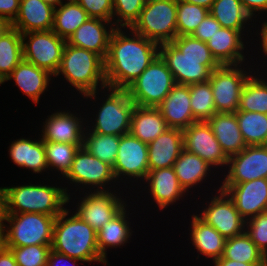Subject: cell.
Listing matches in <instances>:
<instances>
[{
  "mask_svg": "<svg viewBox=\"0 0 267 266\" xmlns=\"http://www.w3.org/2000/svg\"><path fill=\"white\" fill-rule=\"evenodd\" d=\"M128 29L116 28L110 39L104 60L109 88L126 90L159 55L158 43Z\"/></svg>",
  "mask_w": 267,
  "mask_h": 266,
  "instance_id": "1",
  "label": "cell"
},
{
  "mask_svg": "<svg viewBox=\"0 0 267 266\" xmlns=\"http://www.w3.org/2000/svg\"><path fill=\"white\" fill-rule=\"evenodd\" d=\"M159 55L179 85L207 82L220 66L207 43L191 35L176 36L172 42L160 44Z\"/></svg>",
  "mask_w": 267,
  "mask_h": 266,
  "instance_id": "2",
  "label": "cell"
},
{
  "mask_svg": "<svg viewBox=\"0 0 267 266\" xmlns=\"http://www.w3.org/2000/svg\"><path fill=\"white\" fill-rule=\"evenodd\" d=\"M67 207L56 217L51 249L80 260L110 265L99 254L97 232ZM69 213L72 215L69 216ZM74 213V214H73ZM69 216V217H68Z\"/></svg>",
  "mask_w": 267,
  "mask_h": 266,
  "instance_id": "3",
  "label": "cell"
},
{
  "mask_svg": "<svg viewBox=\"0 0 267 266\" xmlns=\"http://www.w3.org/2000/svg\"><path fill=\"white\" fill-rule=\"evenodd\" d=\"M85 99L98 101L97 95L107 87L104 60L96 53L65 44L57 73ZM99 86V87H98ZM100 88V89H99ZM99 91V92H98Z\"/></svg>",
  "mask_w": 267,
  "mask_h": 266,
  "instance_id": "4",
  "label": "cell"
},
{
  "mask_svg": "<svg viewBox=\"0 0 267 266\" xmlns=\"http://www.w3.org/2000/svg\"><path fill=\"white\" fill-rule=\"evenodd\" d=\"M32 184L4 187L5 213H42L57 217L69 204L68 187ZM69 192V193H68Z\"/></svg>",
  "mask_w": 267,
  "mask_h": 266,
  "instance_id": "5",
  "label": "cell"
},
{
  "mask_svg": "<svg viewBox=\"0 0 267 266\" xmlns=\"http://www.w3.org/2000/svg\"><path fill=\"white\" fill-rule=\"evenodd\" d=\"M101 93L105 95V97L103 96L104 100L103 98L102 100L99 99L102 103L99 104L100 107L99 105L97 106L98 111L96 112L97 114L92 115L93 119L85 121L87 122L85 130H91L98 134L116 136L129 133L131 115L135 103L131 100L127 90L106 87L103 91L101 90Z\"/></svg>",
  "mask_w": 267,
  "mask_h": 266,
  "instance_id": "6",
  "label": "cell"
},
{
  "mask_svg": "<svg viewBox=\"0 0 267 266\" xmlns=\"http://www.w3.org/2000/svg\"><path fill=\"white\" fill-rule=\"evenodd\" d=\"M131 29L159 45L172 42L177 36V0H146Z\"/></svg>",
  "mask_w": 267,
  "mask_h": 266,
  "instance_id": "7",
  "label": "cell"
},
{
  "mask_svg": "<svg viewBox=\"0 0 267 266\" xmlns=\"http://www.w3.org/2000/svg\"><path fill=\"white\" fill-rule=\"evenodd\" d=\"M55 220L42 213H5L6 247L52 245Z\"/></svg>",
  "mask_w": 267,
  "mask_h": 266,
  "instance_id": "8",
  "label": "cell"
},
{
  "mask_svg": "<svg viewBox=\"0 0 267 266\" xmlns=\"http://www.w3.org/2000/svg\"><path fill=\"white\" fill-rule=\"evenodd\" d=\"M175 85L166 62L158 55L126 90L135 106L158 107Z\"/></svg>",
  "mask_w": 267,
  "mask_h": 266,
  "instance_id": "9",
  "label": "cell"
},
{
  "mask_svg": "<svg viewBox=\"0 0 267 266\" xmlns=\"http://www.w3.org/2000/svg\"><path fill=\"white\" fill-rule=\"evenodd\" d=\"M248 63L249 61L236 65H220L212 71L208 81L212 87L217 113H235L238 110L242 88L252 72L255 73L253 65ZM244 65L248 66L245 68Z\"/></svg>",
  "mask_w": 267,
  "mask_h": 266,
  "instance_id": "10",
  "label": "cell"
},
{
  "mask_svg": "<svg viewBox=\"0 0 267 266\" xmlns=\"http://www.w3.org/2000/svg\"><path fill=\"white\" fill-rule=\"evenodd\" d=\"M63 178L68 180V184H72L71 187H79L74 192L78 189H80L79 192L81 189L83 192L109 191L119 185L116 182L112 166L93 156L84 147H80L76 151L71 168ZM111 184H113V187Z\"/></svg>",
  "mask_w": 267,
  "mask_h": 266,
  "instance_id": "11",
  "label": "cell"
},
{
  "mask_svg": "<svg viewBox=\"0 0 267 266\" xmlns=\"http://www.w3.org/2000/svg\"><path fill=\"white\" fill-rule=\"evenodd\" d=\"M117 190H120V185L119 189L116 190L78 193L80 196L81 194L82 196L84 194V196L79 198L75 196L74 200L78 199L79 202L73 204L77 207L73 212H76L83 221L97 232L127 205L126 198L122 199L123 194L121 192L123 190L119 193Z\"/></svg>",
  "mask_w": 267,
  "mask_h": 266,
  "instance_id": "12",
  "label": "cell"
},
{
  "mask_svg": "<svg viewBox=\"0 0 267 266\" xmlns=\"http://www.w3.org/2000/svg\"><path fill=\"white\" fill-rule=\"evenodd\" d=\"M23 59L55 75L61 63L66 40L52 30L21 34Z\"/></svg>",
  "mask_w": 267,
  "mask_h": 266,
  "instance_id": "13",
  "label": "cell"
},
{
  "mask_svg": "<svg viewBox=\"0 0 267 266\" xmlns=\"http://www.w3.org/2000/svg\"><path fill=\"white\" fill-rule=\"evenodd\" d=\"M113 173L118 183L142 184L149 172L148 144L135 138L130 132L120 136L118 154L113 165ZM124 178V179H123ZM131 179L129 182H125ZM133 179V181H132ZM135 179V180H134ZM121 180V181H119ZM123 180V181H122Z\"/></svg>",
  "mask_w": 267,
  "mask_h": 266,
  "instance_id": "14",
  "label": "cell"
},
{
  "mask_svg": "<svg viewBox=\"0 0 267 266\" xmlns=\"http://www.w3.org/2000/svg\"><path fill=\"white\" fill-rule=\"evenodd\" d=\"M218 188L215 191L217 195L214 194L215 196L206 202V206H202L197 216L206 224L213 226L225 239L243 234L246 220L239 214L227 193Z\"/></svg>",
  "mask_w": 267,
  "mask_h": 266,
  "instance_id": "15",
  "label": "cell"
},
{
  "mask_svg": "<svg viewBox=\"0 0 267 266\" xmlns=\"http://www.w3.org/2000/svg\"><path fill=\"white\" fill-rule=\"evenodd\" d=\"M183 149L198 155L215 169L227 168L229 157L216 140L207 121H197L183 130Z\"/></svg>",
  "mask_w": 267,
  "mask_h": 266,
  "instance_id": "16",
  "label": "cell"
},
{
  "mask_svg": "<svg viewBox=\"0 0 267 266\" xmlns=\"http://www.w3.org/2000/svg\"><path fill=\"white\" fill-rule=\"evenodd\" d=\"M228 173L221 184H238L267 178V145L246 146L228 159Z\"/></svg>",
  "mask_w": 267,
  "mask_h": 266,
  "instance_id": "17",
  "label": "cell"
},
{
  "mask_svg": "<svg viewBox=\"0 0 267 266\" xmlns=\"http://www.w3.org/2000/svg\"><path fill=\"white\" fill-rule=\"evenodd\" d=\"M220 189L232 199L245 220L267 212V178L238 184H220Z\"/></svg>",
  "mask_w": 267,
  "mask_h": 266,
  "instance_id": "18",
  "label": "cell"
},
{
  "mask_svg": "<svg viewBox=\"0 0 267 266\" xmlns=\"http://www.w3.org/2000/svg\"><path fill=\"white\" fill-rule=\"evenodd\" d=\"M56 111L43 122L40 138L43 141L83 145L84 125L88 118H82L81 114L69 110Z\"/></svg>",
  "mask_w": 267,
  "mask_h": 266,
  "instance_id": "19",
  "label": "cell"
},
{
  "mask_svg": "<svg viewBox=\"0 0 267 266\" xmlns=\"http://www.w3.org/2000/svg\"><path fill=\"white\" fill-rule=\"evenodd\" d=\"M147 192L150 193L152 204L155 202L160 210L167 209L170 205H175L176 201L184 200L188 193L180 185L173 167L149 170L143 181ZM154 201V202H153Z\"/></svg>",
  "mask_w": 267,
  "mask_h": 266,
  "instance_id": "20",
  "label": "cell"
},
{
  "mask_svg": "<svg viewBox=\"0 0 267 266\" xmlns=\"http://www.w3.org/2000/svg\"><path fill=\"white\" fill-rule=\"evenodd\" d=\"M115 29L116 27L111 21L89 18L69 37L66 43L92 51L105 60Z\"/></svg>",
  "mask_w": 267,
  "mask_h": 266,
  "instance_id": "21",
  "label": "cell"
},
{
  "mask_svg": "<svg viewBox=\"0 0 267 266\" xmlns=\"http://www.w3.org/2000/svg\"><path fill=\"white\" fill-rule=\"evenodd\" d=\"M244 31H238L231 28L221 27L206 42L213 57L220 65H236L245 63L247 46L245 45ZM246 48V49H245Z\"/></svg>",
  "mask_w": 267,
  "mask_h": 266,
  "instance_id": "22",
  "label": "cell"
},
{
  "mask_svg": "<svg viewBox=\"0 0 267 266\" xmlns=\"http://www.w3.org/2000/svg\"><path fill=\"white\" fill-rule=\"evenodd\" d=\"M158 108L169 128L184 130L197 122L190 105L189 85L176 84Z\"/></svg>",
  "mask_w": 267,
  "mask_h": 266,
  "instance_id": "23",
  "label": "cell"
},
{
  "mask_svg": "<svg viewBox=\"0 0 267 266\" xmlns=\"http://www.w3.org/2000/svg\"><path fill=\"white\" fill-rule=\"evenodd\" d=\"M53 76L49 71L23 59L4 82L15 81L14 84L26 97H29L34 104H39L41 95L45 91H49V84H51L50 81Z\"/></svg>",
  "mask_w": 267,
  "mask_h": 266,
  "instance_id": "24",
  "label": "cell"
},
{
  "mask_svg": "<svg viewBox=\"0 0 267 266\" xmlns=\"http://www.w3.org/2000/svg\"><path fill=\"white\" fill-rule=\"evenodd\" d=\"M55 7L43 0H21L12 28L21 34L33 31L52 30Z\"/></svg>",
  "mask_w": 267,
  "mask_h": 266,
  "instance_id": "25",
  "label": "cell"
},
{
  "mask_svg": "<svg viewBox=\"0 0 267 266\" xmlns=\"http://www.w3.org/2000/svg\"><path fill=\"white\" fill-rule=\"evenodd\" d=\"M183 150V130L168 128L148 144L149 170L173 167Z\"/></svg>",
  "mask_w": 267,
  "mask_h": 266,
  "instance_id": "26",
  "label": "cell"
},
{
  "mask_svg": "<svg viewBox=\"0 0 267 266\" xmlns=\"http://www.w3.org/2000/svg\"><path fill=\"white\" fill-rule=\"evenodd\" d=\"M19 138L11 142L8 153L12 162L23 169L33 171L32 174H43L49 170L46 161V150L44 141L39 137L34 138Z\"/></svg>",
  "mask_w": 267,
  "mask_h": 266,
  "instance_id": "27",
  "label": "cell"
},
{
  "mask_svg": "<svg viewBox=\"0 0 267 266\" xmlns=\"http://www.w3.org/2000/svg\"><path fill=\"white\" fill-rule=\"evenodd\" d=\"M189 235L193 247L197 250V259L202 256L212 263L223 255L226 239L213 227L201 220L197 214L191 215ZM200 255V256H199Z\"/></svg>",
  "mask_w": 267,
  "mask_h": 266,
  "instance_id": "28",
  "label": "cell"
},
{
  "mask_svg": "<svg viewBox=\"0 0 267 266\" xmlns=\"http://www.w3.org/2000/svg\"><path fill=\"white\" fill-rule=\"evenodd\" d=\"M127 204L112 220L106 223L100 230L97 231V245L100 256L108 263L107 249L121 248L127 243H130L133 230L129 216Z\"/></svg>",
  "mask_w": 267,
  "mask_h": 266,
  "instance_id": "29",
  "label": "cell"
},
{
  "mask_svg": "<svg viewBox=\"0 0 267 266\" xmlns=\"http://www.w3.org/2000/svg\"><path fill=\"white\" fill-rule=\"evenodd\" d=\"M207 122L228 157L240 153L247 146L236 113H215Z\"/></svg>",
  "mask_w": 267,
  "mask_h": 266,
  "instance_id": "30",
  "label": "cell"
},
{
  "mask_svg": "<svg viewBox=\"0 0 267 266\" xmlns=\"http://www.w3.org/2000/svg\"><path fill=\"white\" fill-rule=\"evenodd\" d=\"M169 127L158 107L135 106L130 123V133L149 144Z\"/></svg>",
  "mask_w": 267,
  "mask_h": 266,
  "instance_id": "31",
  "label": "cell"
},
{
  "mask_svg": "<svg viewBox=\"0 0 267 266\" xmlns=\"http://www.w3.org/2000/svg\"><path fill=\"white\" fill-rule=\"evenodd\" d=\"M211 165L205 160L201 159L198 155L185 151H181L179 157L173 164V169L183 189L189 193V189L196 188V185L202 184L207 180L209 173L212 171ZM202 182V183H201Z\"/></svg>",
  "mask_w": 267,
  "mask_h": 266,
  "instance_id": "32",
  "label": "cell"
},
{
  "mask_svg": "<svg viewBox=\"0 0 267 266\" xmlns=\"http://www.w3.org/2000/svg\"><path fill=\"white\" fill-rule=\"evenodd\" d=\"M209 13L222 27L245 31L248 34L251 32L250 29L254 28V23H252L254 19L245 11L240 0H215ZM251 24L252 26L249 27Z\"/></svg>",
  "mask_w": 267,
  "mask_h": 266,
  "instance_id": "33",
  "label": "cell"
},
{
  "mask_svg": "<svg viewBox=\"0 0 267 266\" xmlns=\"http://www.w3.org/2000/svg\"><path fill=\"white\" fill-rule=\"evenodd\" d=\"M259 66L260 64L256 66L257 68L255 73L248 78L242 88L237 111L267 114V68H265L266 70H264V68L261 69L260 73L264 74L266 71L264 74L265 76H263V74H261V76L258 70L260 69L258 68ZM262 70H264V72Z\"/></svg>",
  "mask_w": 267,
  "mask_h": 266,
  "instance_id": "34",
  "label": "cell"
},
{
  "mask_svg": "<svg viewBox=\"0 0 267 266\" xmlns=\"http://www.w3.org/2000/svg\"><path fill=\"white\" fill-rule=\"evenodd\" d=\"M89 18V15L76 0L63 1L54 10L52 31L67 41Z\"/></svg>",
  "mask_w": 267,
  "mask_h": 266,
  "instance_id": "35",
  "label": "cell"
},
{
  "mask_svg": "<svg viewBox=\"0 0 267 266\" xmlns=\"http://www.w3.org/2000/svg\"><path fill=\"white\" fill-rule=\"evenodd\" d=\"M220 259H230L254 266H266V257L244 232L226 239L223 255Z\"/></svg>",
  "mask_w": 267,
  "mask_h": 266,
  "instance_id": "36",
  "label": "cell"
},
{
  "mask_svg": "<svg viewBox=\"0 0 267 266\" xmlns=\"http://www.w3.org/2000/svg\"><path fill=\"white\" fill-rule=\"evenodd\" d=\"M23 60L21 33L11 28L0 37V77L3 81Z\"/></svg>",
  "mask_w": 267,
  "mask_h": 266,
  "instance_id": "37",
  "label": "cell"
},
{
  "mask_svg": "<svg viewBox=\"0 0 267 266\" xmlns=\"http://www.w3.org/2000/svg\"><path fill=\"white\" fill-rule=\"evenodd\" d=\"M235 113L246 145H267V114L246 111Z\"/></svg>",
  "mask_w": 267,
  "mask_h": 266,
  "instance_id": "38",
  "label": "cell"
},
{
  "mask_svg": "<svg viewBox=\"0 0 267 266\" xmlns=\"http://www.w3.org/2000/svg\"><path fill=\"white\" fill-rule=\"evenodd\" d=\"M120 144V136L98 134L91 130H85L83 135V147L99 160L113 167Z\"/></svg>",
  "mask_w": 267,
  "mask_h": 266,
  "instance_id": "39",
  "label": "cell"
},
{
  "mask_svg": "<svg viewBox=\"0 0 267 266\" xmlns=\"http://www.w3.org/2000/svg\"><path fill=\"white\" fill-rule=\"evenodd\" d=\"M190 105L196 121H208L216 112L210 82L189 84Z\"/></svg>",
  "mask_w": 267,
  "mask_h": 266,
  "instance_id": "40",
  "label": "cell"
},
{
  "mask_svg": "<svg viewBox=\"0 0 267 266\" xmlns=\"http://www.w3.org/2000/svg\"><path fill=\"white\" fill-rule=\"evenodd\" d=\"M49 170L59 172L62 179L70 170L76 151L83 145L44 141Z\"/></svg>",
  "mask_w": 267,
  "mask_h": 266,
  "instance_id": "41",
  "label": "cell"
},
{
  "mask_svg": "<svg viewBox=\"0 0 267 266\" xmlns=\"http://www.w3.org/2000/svg\"><path fill=\"white\" fill-rule=\"evenodd\" d=\"M208 14L202 6L177 0V36L191 35Z\"/></svg>",
  "mask_w": 267,
  "mask_h": 266,
  "instance_id": "42",
  "label": "cell"
},
{
  "mask_svg": "<svg viewBox=\"0 0 267 266\" xmlns=\"http://www.w3.org/2000/svg\"><path fill=\"white\" fill-rule=\"evenodd\" d=\"M146 0H113L112 23L116 28H131L138 20Z\"/></svg>",
  "mask_w": 267,
  "mask_h": 266,
  "instance_id": "43",
  "label": "cell"
},
{
  "mask_svg": "<svg viewBox=\"0 0 267 266\" xmlns=\"http://www.w3.org/2000/svg\"><path fill=\"white\" fill-rule=\"evenodd\" d=\"M14 255L18 266H47L51 245L7 247Z\"/></svg>",
  "mask_w": 267,
  "mask_h": 266,
  "instance_id": "44",
  "label": "cell"
},
{
  "mask_svg": "<svg viewBox=\"0 0 267 266\" xmlns=\"http://www.w3.org/2000/svg\"><path fill=\"white\" fill-rule=\"evenodd\" d=\"M245 233L267 257V212L260 213L245 222Z\"/></svg>",
  "mask_w": 267,
  "mask_h": 266,
  "instance_id": "45",
  "label": "cell"
},
{
  "mask_svg": "<svg viewBox=\"0 0 267 266\" xmlns=\"http://www.w3.org/2000/svg\"><path fill=\"white\" fill-rule=\"evenodd\" d=\"M90 18L113 19V0H76Z\"/></svg>",
  "mask_w": 267,
  "mask_h": 266,
  "instance_id": "46",
  "label": "cell"
},
{
  "mask_svg": "<svg viewBox=\"0 0 267 266\" xmlns=\"http://www.w3.org/2000/svg\"><path fill=\"white\" fill-rule=\"evenodd\" d=\"M221 27L220 23L209 13L191 36L203 42H207Z\"/></svg>",
  "mask_w": 267,
  "mask_h": 266,
  "instance_id": "47",
  "label": "cell"
},
{
  "mask_svg": "<svg viewBox=\"0 0 267 266\" xmlns=\"http://www.w3.org/2000/svg\"><path fill=\"white\" fill-rule=\"evenodd\" d=\"M21 0H0V17L11 24L17 17Z\"/></svg>",
  "mask_w": 267,
  "mask_h": 266,
  "instance_id": "48",
  "label": "cell"
},
{
  "mask_svg": "<svg viewBox=\"0 0 267 266\" xmlns=\"http://www.w3.org/2000/svg\"><path fill=\"white\" fill-rule=\"evenodd\" d=\"M240 2L252 19L256 18L258 14L262 17L261 14H264V12L265 14L267 13V0H240Z\"/></svg>",
  "mask_w": 267,
  "mask_h": 266,
  "instance_id": "49",
  "label": "cell"
},
{
  "mask_svg": "<svg viewBox=\"0 0 267 266\" xmlns=\"http://www.w3.org/2000/svg\"><path fill=\"white\" fill-rule=\"evenodd\" d=\"M64 260H67V263L68 261L70 262V264L72 263L71 266H77V263L80 261L78 259L71 258L69 256L57 253L54 250H51L49 254L47 266H65V264L62 265V262ZM63 263H66V262L64 261Z\"/></svg>",
  "mask_w": 267,
  "mask_h": 266,
  "instance_id": "50",
  "label": "cell"
},
{
  "mask_svg": "<svg viewBox=\"0 0 267 266\" xmlns=\"http://www.w3.org/2000/svg\"><path fill=\"white\" fill-rule=\"evenodd\" d=\"M260 27V32L256 31V35L258 34L260 36L258 38L261 40L259 41L260 44H258L260 46L259 50H261L264 56L267 57V20H263Z\"/></svg>",
  "mask_w": 267,
  "mask_h": 266,
  "instance_id": "51",
  "label": "cell"
},
{
  "mask_svg": "<svg viewBox=\"0 0 267 266\" xmlns=\"http://www.w3.org/2000/svg\"><path fill=\"white\" fill-rule=\"evenodd\" d=\"M0 266H18L14 255L7 247L0 250Z\"/></svg>",
  "mask_w": 267,
  "mask_h": 266,
  "instance_id": "52",
  "label": "cell"
},
{
  "mask_svg": "<svg viewBox=\"0 0 267 266\" xmlns=\"http://www.w3.org/2000/svg\"><path fill=\"white\" fill-rule=\"evenodd\" d=\"M213 264V266H254L250 263H243L230 259H217Z\"/></svg>",
  "mask_w": 267,
  "mask_h": 266,
  "instance_id": "53",
  "label": "cell"
},
{
  "mask_svg": "<svg viewBox=\"0 0 267 266\" xmlns=\"http://www.w3.org/2000/svg\"><path fill=\"white\" fill-rule=\"evenodd\" d=\"M5 215H0V250L6 247Z\"/></svg>",
  "mask_w": 267,
  "mask_h": 266,
  "instance_id": "54",
  "label": "cell"
},
{
  "mask_svg": "<svg viewBox=\"0 0 267 266\" xmlns=\"http://www.w3.org/2000/svg\"><path fill=\"white\" fill-rule=\"evenodd\" d=\"M181 1L190 3V4H196L198 6H202L210 10L215 0H181Z\"/></svg>",
  "mask_w": 267,
  "mask_h": 266,
  "instance_id": "55",
  "label": "cell"
},
{
  "mask_svg": "<svg viewBox=\"0 0 267 266\" xmlns=\"http://www.w3.org/2000/svg\"><path fill=\"white\" fill-rule=\"evenodd\" d=\"M12 28V24L5 18L0 17V37Z\"/></svg>",
  "mask_w": 267,
  "mask_h": 266,
  "instance_id": "56",
  "label": "cell"
},
{
  "mask_svg": "<svg viewBox=\"0 0 267 266\" xmlns=\"http://www.w3.org/2000/svg\"><path fill=\"white\" fill-rule=\"evenodd\" d=\"M0 215H5L4 187H0Z\"/></svg>",
  "mask_w": 267,
  "mask_h": 266,
  "instance_id": "57",
  "label": "cell"
},
{
  "mask_svg": "<svg viewBox=\"0 0 267 266\" xmlns=\"http://www.w3.org/2000/svg\"><path fill=\"white\" fill-rule=\"evenodd\" d=\"M45 3L53 6V7H57L59 6L64 0H43Z\"/></svg>",
  "mask_w": 267,
  "mask_h": 266,
  "instance_id": "58",
  "label": "cell"
},
{
  "mask_svg": "<svg viewBox=\"0 0 267 266\" xmlns=\"http://www.w3.org/2000/svg\"><path fill=\"white\" fill-rule=\"evenodd\" d=\"M5 82L2 80V78L0 77V85L4 84Z\"/></svg>",
  "mask_w": 267,
  "mask_h": 266,
  "instance_id": "59",
  "label": "cell"
}]
</instances>
